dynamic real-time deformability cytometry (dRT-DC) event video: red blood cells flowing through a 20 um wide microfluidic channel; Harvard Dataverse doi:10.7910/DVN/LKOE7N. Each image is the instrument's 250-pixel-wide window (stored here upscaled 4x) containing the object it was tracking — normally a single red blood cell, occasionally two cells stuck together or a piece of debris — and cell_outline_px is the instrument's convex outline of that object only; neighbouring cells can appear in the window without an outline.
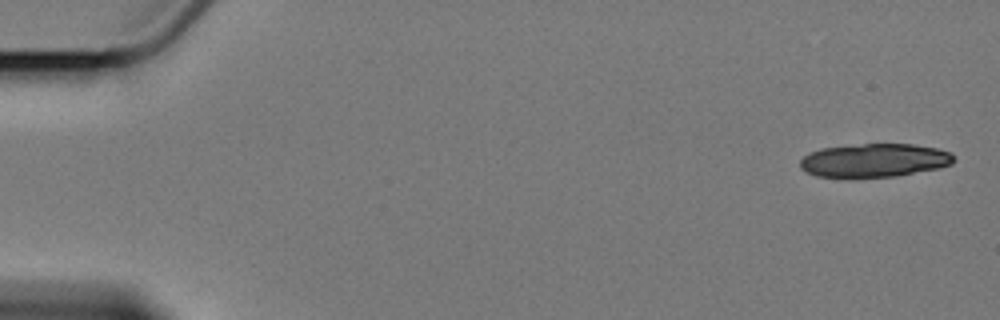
{"species": "Egyptian fruit bat (a non-hibernating species)", "species_latin": "Rousettus aegyptiacus", "temperature_condition": "cold", "stored_images_in_passage": 4, "camera_frame_rate_fps": 3000, "um_per_image_px": 0.085, "animal": {"sex": "female"}, "frame": {"image": 1, "passage_image": 1, "time_ms": 0.0, "image_size_px": [1000, 320], "cell_outline_px": [[952, 164], [940, 168], [896, 176], [816, 176], [804, 172], [800, 168], [800, 160], [804, 156], [820, 148], [864, 144], [912, 144], [936, 148], [952, 152]], "centroid_in_image_um": [74.32, 13.62], "position_along_channel_um": 10.7, "area_um2": 29.65}}